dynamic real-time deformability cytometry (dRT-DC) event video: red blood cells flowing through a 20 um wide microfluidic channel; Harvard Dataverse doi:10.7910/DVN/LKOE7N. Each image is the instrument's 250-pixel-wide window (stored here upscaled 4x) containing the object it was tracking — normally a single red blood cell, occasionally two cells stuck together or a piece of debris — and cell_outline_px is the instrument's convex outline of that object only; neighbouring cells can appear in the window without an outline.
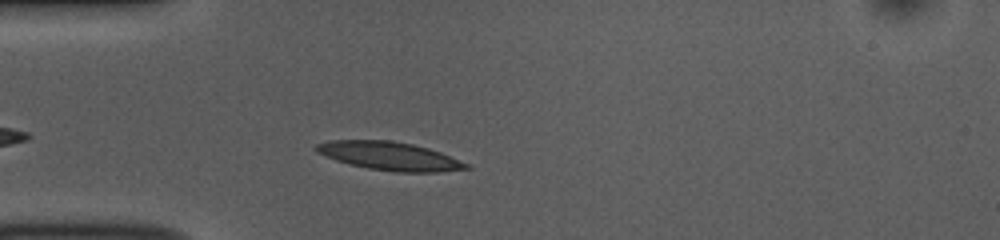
{"species": "common noctule bat (a hibernating species)", "species_latin": "Nyctalus noctula", "temperature_condition": "room temperature", "stored_images_in_passage": 35, "camera_frame_rate_fps": 3000, "um_per_image_px": 0.085, "animal": {"sex": "female", "body_mass_g": 10.0, "forearm_length_mm": 53.1}, "frame": {"image": 1, "passage_image": 5, "time_ms": 1.333, "image_size_px": [1000, 240], "cell_outline_px": [[472, 168], [440, 172], [396, 172], [368, 168], [336, 160], [316, 152], [312, 148], [316, 144], [328, 140], [392, 140], [412, 144], [428, 148], [440, 152], [468, 164]], "centroid_in_image_um": [33.09, 13.25], "position_along_channel_um": 51.9, "area_um2": 24.74}}
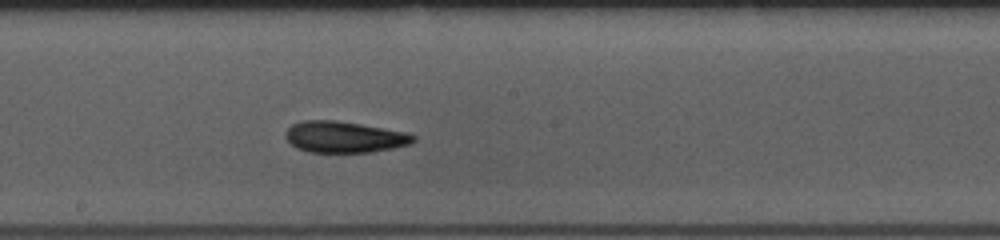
{"frame": {"image": 2, "passage_image": 19, "time_ms": 6.0, "image_size_px": [1000, 240], "cell_outline_px": [[416, 140], [408, 144], [392, 148], [368, 152], [308, 152], [296, 148], [284, 136], [284, 132], [292, 124], [304, 120], [336, 120], [384, 128], [404, 132], [416, 136]], "centroid_in_image_um": [29.22, 11.64], "position_along_channel_um": 219.0, "area_um2": 23.18}}
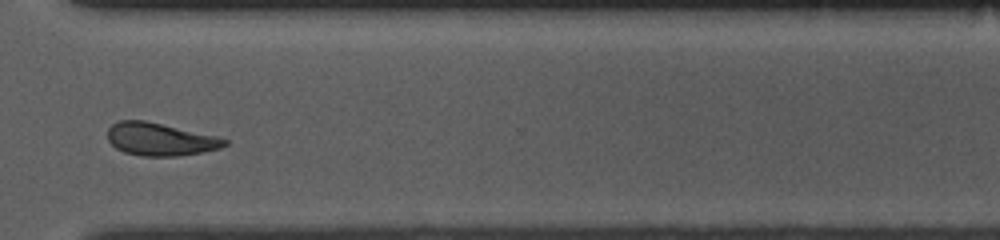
{"frame": {"image": 3, "passage_image": 30, "time_ms": 9.667, "image_size_px": [1000, 240], "cell_outline_px": [[228, 144], [220, 148], [180, 156], [140, 156], [124, 152], [116, 148], [108, 140], [108, 128], [112, 124], [120, 120], [144, 120], [216, 136], [228, 140]], "centroid_in_image_um": [13.59, 11.84], "position_along_channel_um": 357.0, "area_um2": 22.2}, "authors_computed_cell_mechanics": {"area_um2": 22.9466, "velocity_mm_per_s": 3.7662, "shape_relaxation_time_tau1_ms": 2.5692, "shape_relaxation_time_tau2_ms": 2.4237, "deformation_change_tau1": 0.1376, "deformation_change_tau2": 0.1043}}